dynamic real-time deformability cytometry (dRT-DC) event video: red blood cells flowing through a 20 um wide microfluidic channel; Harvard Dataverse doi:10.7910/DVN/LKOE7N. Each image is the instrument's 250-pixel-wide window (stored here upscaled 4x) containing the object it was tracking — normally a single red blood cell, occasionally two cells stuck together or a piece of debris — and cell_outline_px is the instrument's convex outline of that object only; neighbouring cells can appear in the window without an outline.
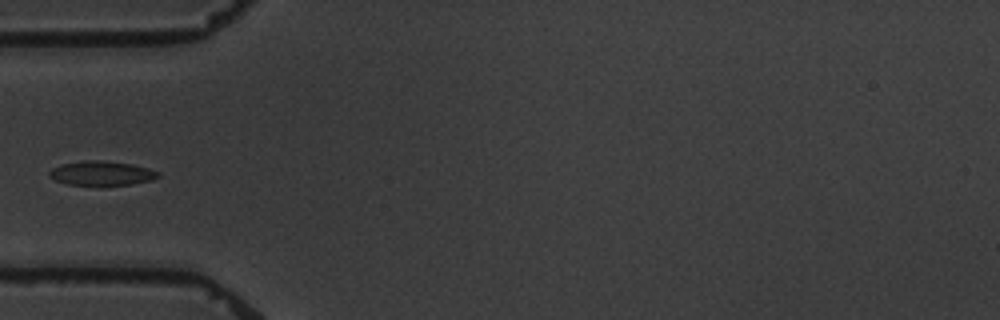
{"species": "common noctule bat (a hibernating species)", "species_latin": "Nyctalus noctula", "temperature_condition": "warm", "stored_images_in_passage": 4, "camera_frame_rate_fps": 3000, "um_per_image_px": 0.085, "animal": {"sex": "male", "body_mass_g": 19.5, "forearm_length_mm": 54.6}, "frame": {"image": 1, "passage_image": 4, "time_ms": 3.667, "image_size_px": [1000, 320], "cell_outline_px": [[160, 176], [152, 180], [132, 184], [68, 184], [56, 180], [48, 176], [48, 172], [52, 168], [64, 164], [88, 160], [100, 160], [132, 164], [148, 168], [160, 172]], "centroid_in_image_um": [8.67, 14.71], "position_along_channel_um": 76.3, "area_um2": 15.09}}